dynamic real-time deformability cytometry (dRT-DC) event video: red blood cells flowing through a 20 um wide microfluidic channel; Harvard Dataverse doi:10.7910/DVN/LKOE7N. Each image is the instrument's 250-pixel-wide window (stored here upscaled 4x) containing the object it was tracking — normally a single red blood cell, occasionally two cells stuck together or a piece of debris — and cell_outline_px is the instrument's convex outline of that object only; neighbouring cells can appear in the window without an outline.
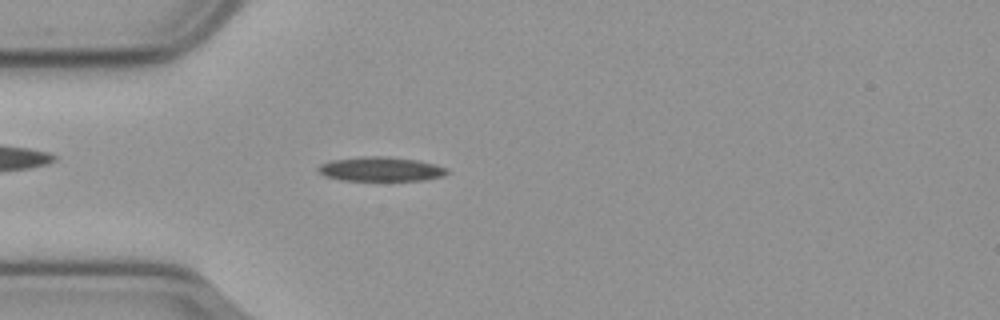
{"species": "common noctule bat (a hibernating species)", "species_latin": "Nyctalus noctula", "temperature_condition": "cold", "stored_images_in_passage": 44, "camera_frame_rate_fps": 3000, "um_per_image_px": 0.085, "animal": {"sex": "male", "body_mass_g": 23.1, "forearm_length_mm": 52.7}, "frame": {"image": 1, "passage_image": 3, "time_ms": 0.667, "image_size_px": [1000, 320], "cell_outline_px": [[448, 172], [444, 176], [424, 180], [340, 180], [324, 176], [316, 168], [320, 164], [332, 160], [364, 156], [388, 156], [420, 160], [436, 164], [448, 168]], "centroid_in_image_um": [32.39, 14.36], "position_along_channel_um": 52.6, "area_um2": 18.44}}
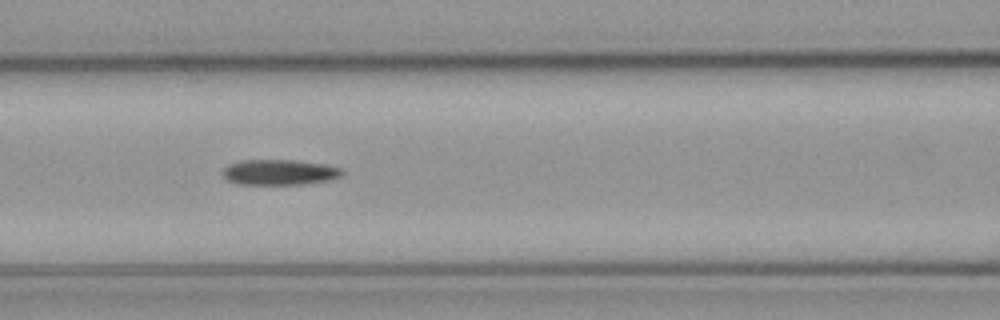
{"frame": {"image": 2, "passage_image": 11, "time_ms": 3.333, "image_size_px": [1000, 320], "cell_outline_px": [[344, 172], [340, 176], [328, 180], [304, 184], [236, 184], [228, 180], [224, 176], [224, 168], [228, 164], [244, 160], [292, 160], [324, 164], [340, 168]], "centroid_in_image_um": [23.74, 14.64], "position_along_channel_um": 142.9, "area_um2": 17.51}}
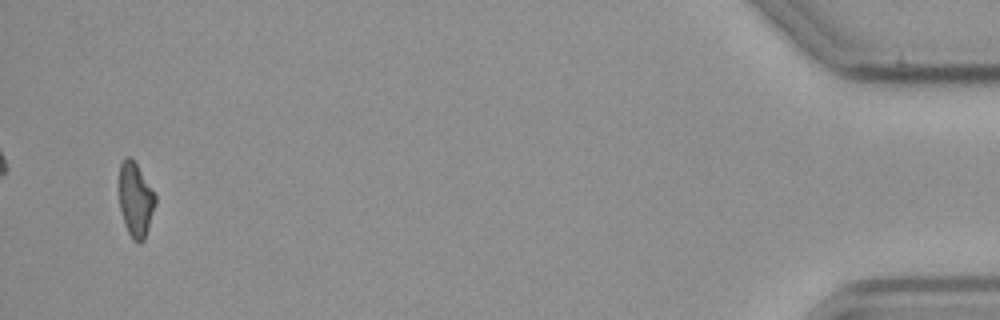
{"frame": {"image": 3, "passage_image": 42, "time_ms": 13.667, "image_size_px": [1000, 320], "cell_outline_px": [[156, 204], [144, 240], [140, 244], [132, 240], [124, 224], [120, 208], [120, 164], [124, 156], [128, 156], [136, 164], [156, 196]], "centroid_in_image_um": [11.52, 17.02], "position_along_channel_um": 423.7, "area_um2": 15.49}}